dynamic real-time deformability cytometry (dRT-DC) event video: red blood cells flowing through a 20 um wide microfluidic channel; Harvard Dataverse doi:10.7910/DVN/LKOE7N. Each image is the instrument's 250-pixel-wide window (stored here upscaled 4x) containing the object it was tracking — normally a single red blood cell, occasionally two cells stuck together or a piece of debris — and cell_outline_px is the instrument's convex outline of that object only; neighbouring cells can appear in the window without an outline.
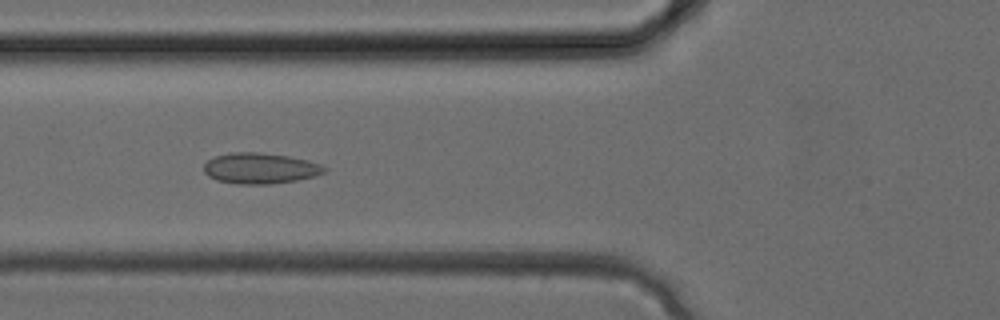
{"species": "common noctule bat (a hibernating species)", "species_latin": "Nyctalus noctula", "temperature_condition": "cold", "stored_images_in_passage": 33, "camera_frame_rate_fps": 3000, "um_per_image_px": 0.085, "animal": {"sex": "female", "body_mass_g": 24.6, "forearm_length_mm": 56.2}, "frame": {"image": 1, "passage_image": 12, "time_ms": 3.667, "image_size_px": [1000, 320], "cell_outline_px": [[328, 172], [316, 176], [296, 180], [268, 184], [236, 184], [216, 180], [208, 176], [204, 172], [204, 164], [208, 160], [216, 156], [232, 152], [260, 152], [288, 156], [308, 160], [320, 164], [328, 168]], "centroid_in_image_um": [22.14, 14.3], "position_along_channel_um": 103.7, "area_um2": 21.79}}
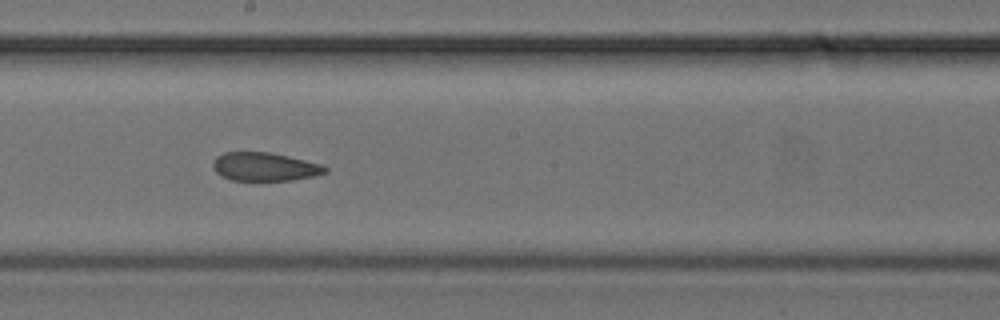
{"frame": {"image": 2, "passage_image": 18, "time_ms": 5.667, "image_size_px": [1000, 320], "cell_outline_px": [[328, 172], [312, 176], [292, 180], [232, 180], [220, 176], [212, 168], [212, 164], [216, 156], [224, 152], [268, 152], [288, 156], [320, 164], [328, 168]], "centroid_in_image_um": [22.45, 14.17], "position_along_channel_um": 225.7, "area_um2": 18.55}}
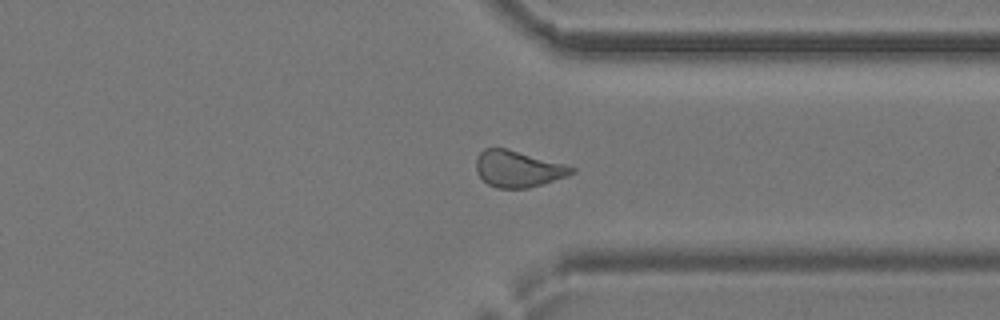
{"frame": {"image": 3, "passage_image": 25, "time_ms": 8.0, "image_size_px": [1000, 320], "cell_outline_px": [[576, 172], [544, 184], [528, 188], [496, 188], [488, 184], [480, 176], [476, 168], [476, 156], [484, 148], [508, 148], [564, 164], [576, 168]], "centroid_in_image_um": [44.02, 14.35], "position_along_channel_um": 367.4, "area_um2": 20.29}}